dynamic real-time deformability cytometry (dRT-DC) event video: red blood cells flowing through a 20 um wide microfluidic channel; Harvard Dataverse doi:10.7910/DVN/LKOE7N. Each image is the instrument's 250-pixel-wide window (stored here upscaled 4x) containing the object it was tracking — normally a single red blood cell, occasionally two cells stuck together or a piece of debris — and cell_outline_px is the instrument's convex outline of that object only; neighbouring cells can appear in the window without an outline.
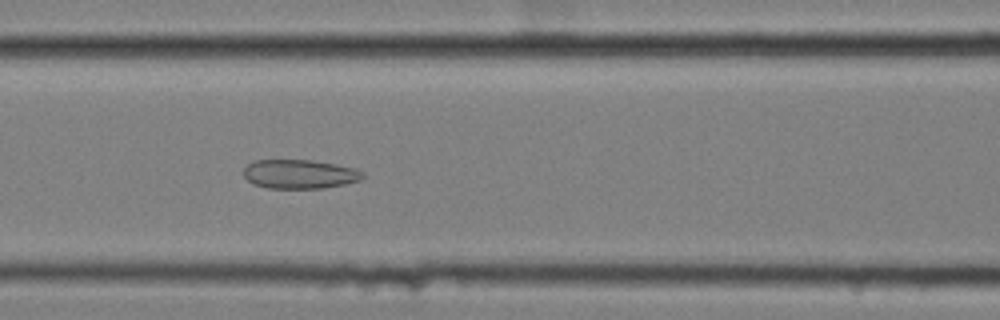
{"species": "common noctule bat (a hibernating species)", "species_latin": "Nyctalus noctula", "temperature_condition": "cold", "stored_images_in_passage": 59, "segment_of_instrument_passage": [1, 2], "camera_frame_rate_fps": 3000, "um_per_image_px": 0.085, "animal": {"sex": "female", "body_mass_g": 25.1}, "frame": {"image": 1, "passage_image": 25, "time_ms": 8.0, "image_size_px": [1000, 320], "cell_outline_px": [[364, 176], [360, 180], [344, 184], [324, 188], [268, 188], [252, 184], [244, 176], [244, 168], [248, 164], [256, 160], [312, 160], [336, 164], [356, 168], [364, 172]], "centroid_in_image_um": [25.48, 14.79], "position_along_channel_um": 141.1, "area_um2": 20.23}}
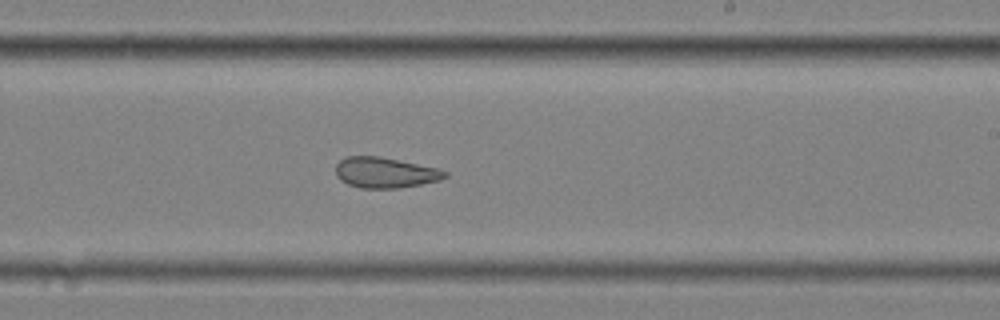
{"frame": {"image": 2, "passage_image": 35, "time_ms": 11.333, "image_size_px": [1000, 320], "cell_outline_px": [[448, 176], [440, 180], [400, 188], [360, 188], [348, 184], [340, 180], [336, 176], [336, 164], [344, 156], [380, 156], [400, 160], [436, 168], [448, 172]], "centroid_in_image_um": [32.71, 14.67], "position_along_channel_um": 256.3, "area_um2": 19.54}}
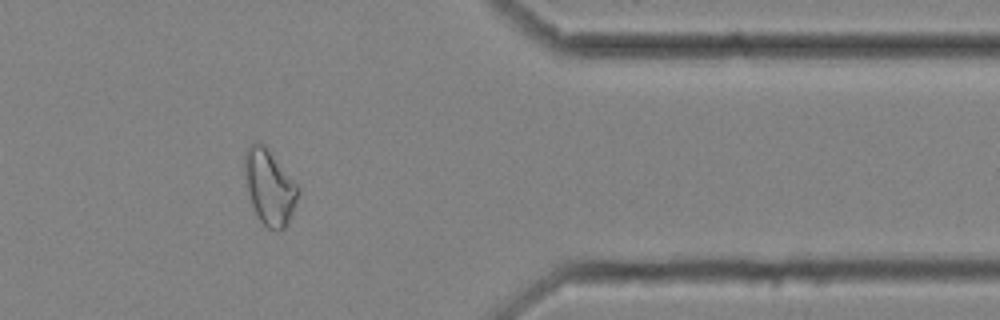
{"frame": {"image": 3, "passage_image": 48, "time_ms": 15.667, "image_size_px": [1000, 320], "cell_outline_px": [[300, 192], [288, 224], [280, 232], [268, 228], [260, 220], [252, 204], [248, 192], [244, 164], [244, 148], [260, 140], [264, 144], [300, 188]], "centroid_in_image_um": [22.91, 15.89], "position_along_channel_um": 388.5, "area_um2": 23.29}}